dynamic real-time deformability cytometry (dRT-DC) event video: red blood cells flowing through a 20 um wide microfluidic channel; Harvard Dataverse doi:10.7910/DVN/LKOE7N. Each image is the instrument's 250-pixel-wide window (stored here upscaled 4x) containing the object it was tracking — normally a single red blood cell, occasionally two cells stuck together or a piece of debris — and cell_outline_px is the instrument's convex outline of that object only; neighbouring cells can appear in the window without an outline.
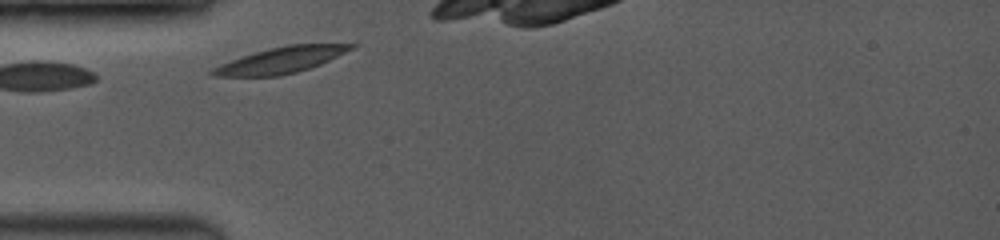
{"species": "common noctule bat (a hibernating species)", "species_latin": "Nyctalus noctula", "temperature_condition": "room temperature", "stored_images_in_passage": 3, "camera_frame_rate_fps": 3500, "um_per_image_px": 0.085, "animal": {"sex": "female", "body_mass_g": 19.0, "forearm_length_mm": 53.3}, "frame": {"image": 1, "passage_image": 1, "time_ms": 0.0, "image_size_px": [1000, 240], "cell_outline_px": [[360, 44], [320, 64], [296, 72], [280, 76], [212, 76], [208, 72], [212, 68], [220, 64], [256, 52], [288, 44], [356, 40]], "centroid_in_image_um": [24.06, 5.05], "position_along_channel_um": 60.9, "area_um2": 21.56}}